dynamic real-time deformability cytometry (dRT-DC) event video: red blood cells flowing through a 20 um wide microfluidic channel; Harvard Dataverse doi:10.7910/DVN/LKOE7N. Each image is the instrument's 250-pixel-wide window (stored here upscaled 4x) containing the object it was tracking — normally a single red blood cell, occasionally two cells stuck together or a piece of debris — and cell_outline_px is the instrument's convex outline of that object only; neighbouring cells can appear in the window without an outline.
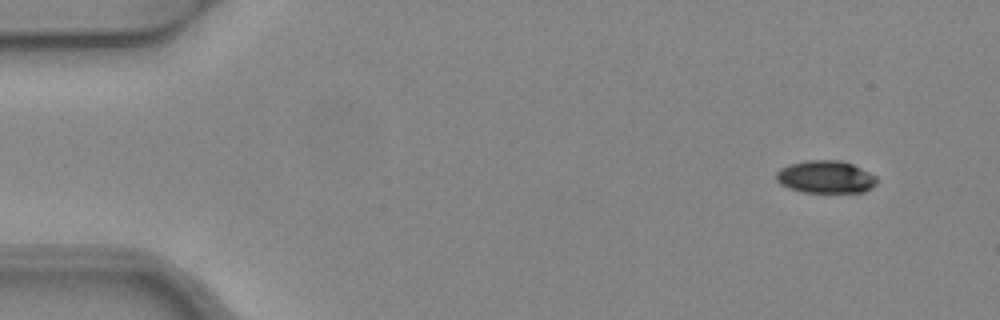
{"species": "common noctule bat (a hibernating species)", "species_latin": "Nyctalus noctula", "temperature_condition": "warm", "stored_images_in_passage": 3, "camera_frame_rate_fps": 3000, "um_per_image_px": 0.085, "animal": {"sex": "female", "body_mass_g": 24.6, "forearm_length_mm": 56.2}, "frame": {"image": 1, "passage_image": 3, "time_ms": 0.667, "image_size_px": [1000, 320], "cell_outline_px": [[876, 184], [864, 192], [804, 192], [788, 188], [780, 184], [776, 180], [776, 172], [780, 168], [792, 164], [808, 160], [840, 160], [852, 164], [876, 176]], "centroid_in_image_um": [70.16, 15.04], "position_along_channel_um": 14.8, "area_um2": 18.96}}